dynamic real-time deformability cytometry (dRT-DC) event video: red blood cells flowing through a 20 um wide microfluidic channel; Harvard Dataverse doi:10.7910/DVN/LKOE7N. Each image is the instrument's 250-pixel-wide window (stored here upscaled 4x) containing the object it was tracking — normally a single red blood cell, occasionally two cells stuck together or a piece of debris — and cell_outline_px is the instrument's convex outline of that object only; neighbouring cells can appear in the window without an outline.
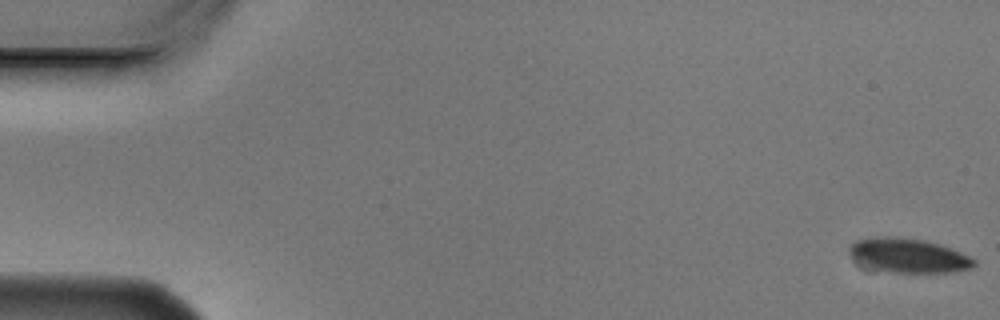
{"species": "Egyptian fruit bat (a non-hibernating species)", "species_latin": "Rousettus aegyptiacus", "temperature_condition": "cold", "stored_images_in_passage": 4, "camera_frame_rate_fps": 3000, "um_per_image_px": 0.085, "animal": {"sex": "male"}, "frame": {"image": 1, "passage_image": 1, "time_ms": 0.0, "image_size_px": [1000, 320], "cell_outline_px": [[976, 264], [972, 268], [952, 272], [892, 272], [864, 268], [852, 260], [848, 252], [848, 244], [856, 240], [872, 236], [896, 236], [924, 240], [940, 244], [952, 248], [976, 260]], "centroid_in_image_um": [77.11, 21.71], "position_along_channel_um": 7.9, "area_um2": 25.61}}
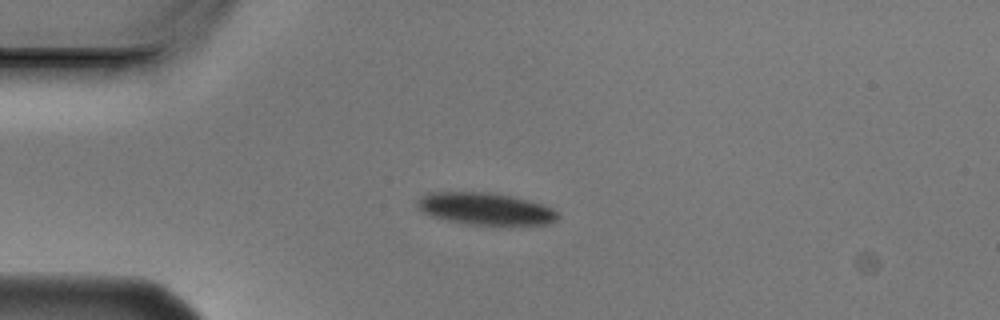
{"frame": {"image": 2, "passage_image": 4, "time_ms": 1.0, "image_size_px": [1000, 320], "cell_outline_px": [[560, 216], [556, 220], [548, 224], [468, 224], [448, 220], [432, 216], [424, 212], [416, 204], [416, 200], [420, 196], [428, 192], [484, 192], [512, 196], [528, 200], [552, 208]], "centroid_in_image_um": [41.23, 17.73], "position_along_channel_um": 43.8, "area_um2": 25.89}}